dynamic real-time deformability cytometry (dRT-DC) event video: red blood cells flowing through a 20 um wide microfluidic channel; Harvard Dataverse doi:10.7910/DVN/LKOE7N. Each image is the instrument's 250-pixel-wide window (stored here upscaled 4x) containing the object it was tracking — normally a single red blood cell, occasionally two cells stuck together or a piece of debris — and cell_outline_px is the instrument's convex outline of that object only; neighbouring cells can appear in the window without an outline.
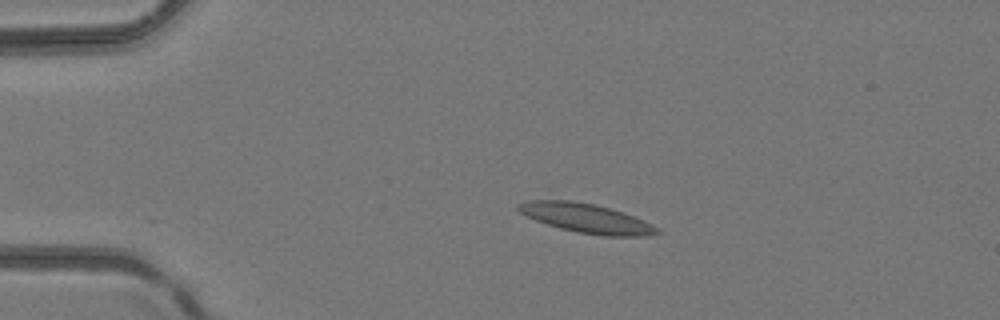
{"species": "common noctule bat (a hibernating species)", "species_latin": "Nyctalus noctula", "temperature_condition": "room temperature", "stored_images_in_passage": 2, "camera_frame_rate_fps": 3000, "um_per_image_px": 0.085, "animal": {"sex": "female", "body_mass_g": 24.6, "forearm_length_mm": 56.2}, "frame": {"image": 1, "passage_image": 1, "time_ms": 0.0, "image_size_px": [1000, 320], "cell_outline_px": [[660, 232], [648, 236], [604, 236], [576, 232], [560, 228], [536, 220], [520, 212], [516, 208], [516, 204], [528, 200], [572, 200], [592, 204], [608, 208], [632, 216], [656, 228]], "centroid_in_image_um": [49.75, 18.55], "position_along_channel_um": 35.2, "area_um2": 23.12}}